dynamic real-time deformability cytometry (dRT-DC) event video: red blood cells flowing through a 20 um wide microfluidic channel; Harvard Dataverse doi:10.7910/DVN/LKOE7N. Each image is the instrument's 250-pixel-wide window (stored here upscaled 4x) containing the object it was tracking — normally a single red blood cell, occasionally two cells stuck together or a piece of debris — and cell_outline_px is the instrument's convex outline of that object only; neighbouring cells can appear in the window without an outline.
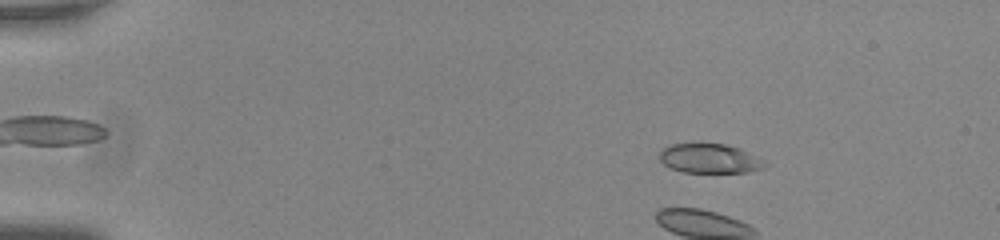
{"species": "common noctule bat (a hibernating species)", "species_latin": "Nyctalus noctula", "temperature_condition": "room temperature", "stored_images_in_passage": 56, "camera_frame_rate_fps": 3000, "um_per_image_px": 0.085, "animal": {"sex": "male", "body_mass_g": 20.0, "forearm_length_mm": 53.3}, "frame": {"image": 1, "passage_image": 9, "time_ms": 2.667, "image_size_px": [1000, 240], "cell_outline_px": [[764, 168], [748, 172], [680, 172], [668, 168], [660, 160], [660, 152], [664, 148], [672, 144], [692, 140], [700, 140], [724, 144], [740, 148], [752, 156]], "centroid_in_image_um": [60.14, 13.42], "position_along_channel_um": 24.9, "area_um2": 18.26}}